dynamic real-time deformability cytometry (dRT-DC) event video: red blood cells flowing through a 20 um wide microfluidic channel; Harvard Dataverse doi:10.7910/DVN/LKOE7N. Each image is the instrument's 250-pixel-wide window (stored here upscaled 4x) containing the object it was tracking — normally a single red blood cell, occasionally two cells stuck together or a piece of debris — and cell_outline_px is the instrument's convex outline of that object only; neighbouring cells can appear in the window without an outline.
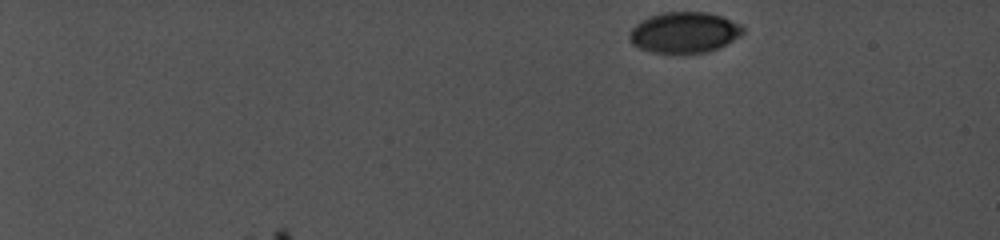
{"species": "common noctule bat (a hibernating species)", "species_latin": "Nyctalus noctula", "temperature_condition": "cold", "stored_images_in_passage": 4, "camera_frame_rate_fps": 5000, "um_per_image_px": 0.085, "animal": {"sex": "female", "body_mass_g": 19.0, "forearm_length_mm": 56.7}, "frame": {"image": 1, "passage_image": 1, "time_ms": 0.0, "image_size_px": [1000, 240], "cell_outline_px": [[744, 32], [724, 44], [716, 48], [704, 52], [656, 52], [640, 48], [632, 40], [632, 28], [644, 20], [652, 16], [664, 12], [704, 12], [720, 16], [728, 20], [740, 28]], "centroid_in_image_um": [58.14, 2.75], "position_along_channel_um": 26.9, "area_um2": 25.43}}